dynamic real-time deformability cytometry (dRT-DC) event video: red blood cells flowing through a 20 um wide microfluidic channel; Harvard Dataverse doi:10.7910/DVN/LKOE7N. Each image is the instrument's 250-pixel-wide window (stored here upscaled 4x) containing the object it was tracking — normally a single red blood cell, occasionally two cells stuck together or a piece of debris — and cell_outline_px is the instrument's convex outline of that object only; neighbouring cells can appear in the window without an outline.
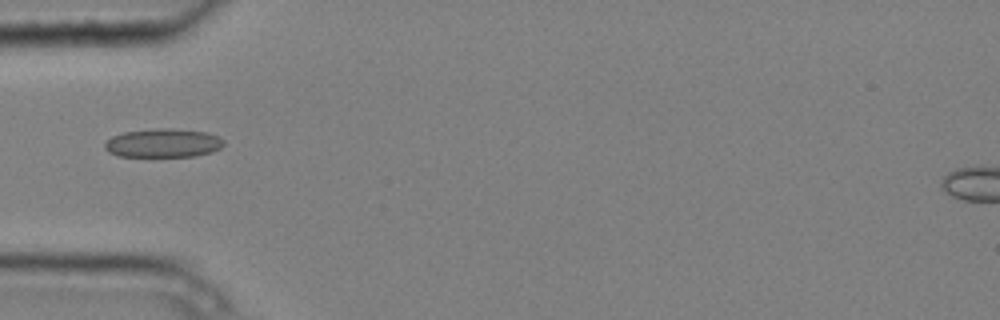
{"species": "common noctule bat (a hibernating species)", "species_latin": "Nyctalus noctula", "temperature_condition": "cold", "stored_images_in_passage": 5, "camera_frame_rate_fps": 3000, "um_per_image_px": 0.085, "animal": {"sex": "male", "body_mass_g": 20.4}, "frame": {"image": 1, "passage_image": 5, "time_ms": 1.333, "image_size_px": [1000, 320], "cell_outline_px": [[224, 144], [220, 148], [212, 152], [196, 156], [116, 156], [108, 152], [104, 148], [104, 144], [112, 136], [124, 132], [156, 128], [168, 128], [208, 132], [224, 140]], "centroid_in_image_um": [13.86, 12.16], "position_along_channel_um": 71.1, "area_um2": 19.94}}